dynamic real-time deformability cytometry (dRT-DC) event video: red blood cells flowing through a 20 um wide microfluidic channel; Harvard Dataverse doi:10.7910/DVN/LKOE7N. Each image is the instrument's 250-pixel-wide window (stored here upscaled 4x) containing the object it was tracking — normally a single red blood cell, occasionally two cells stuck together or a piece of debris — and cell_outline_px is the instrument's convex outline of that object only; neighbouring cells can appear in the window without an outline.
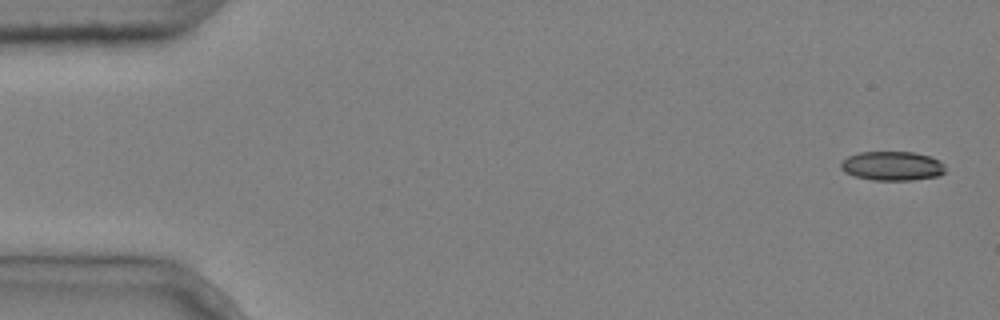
{"species": "common noctule bat (a hibernating species)", "species_latin": "Nyctalus noctula", "temperature_condition": "cold", "stored_images_in_passage": 5, "camera_frame_rate_fps": 3000, "um_per_image_px": 0.085, "animal": {"sex": "male", "body_mass_g": 20.4}, "frame": {"image": 1, "passage_image": 1, "time_ms": 0.0, "image_size_px": [1000, 320], "cell_outline_px": [[944, 172], [936, 176], [912, 180], [872, 180], [856, 176], [844, 172], [840, 168], [840, 164], [848, 156], [860, 152], [912, 152], [928, 156], [940, 160], [944, 164]], "centroid_in_image_um": [75.82, 14.1], "position_along_channel_um": 9.2, "area_um2": 17.63}}
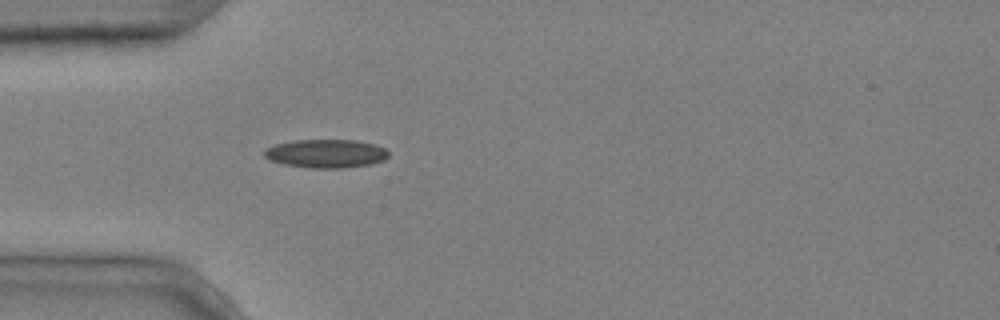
{"frame": {"image": 2, "passage_image": 5, "time_ms": 1.333, "image_size_px": [1000, 320], "cell_outline_px": [[388, 156], [384, 160], [372, 164], [344, 168], [312, 168], [284, 164], [268, 160], [264, 156], [264, 148], [276, 144], [296, 140], [356, 140], [376, 144], [384, 148], [388, 152]], "centroid_in_image_um": [27.71, 13.05], "position_along_channel_um": 57.3, "area_um2": 20.75}}